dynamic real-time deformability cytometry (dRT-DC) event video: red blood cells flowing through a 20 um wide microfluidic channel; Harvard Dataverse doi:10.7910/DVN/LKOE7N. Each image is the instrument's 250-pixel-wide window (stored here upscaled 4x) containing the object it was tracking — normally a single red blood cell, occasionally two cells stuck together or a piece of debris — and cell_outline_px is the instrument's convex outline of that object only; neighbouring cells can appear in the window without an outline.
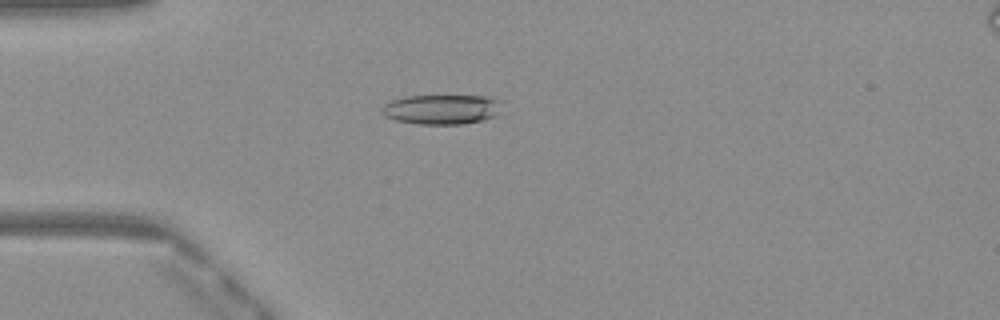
{"species": "Egyptian fruit bat (a non-hibernating species)", "species_latin": "Rousettus aegyptiacus", "temperature_condition": "warm", "stored_images_in_passage": 40, "camera_frame_rate_fps": 3000, "um_per_image_px": 0.085, "frame": {"image": 1, "passage_image": 4, "time_ms": 1.0, "image_size_px": [1000, 320], "cell_outline_px": [[500, 112], [496, 116], [484, 120], [464, 124], [416, 124], [396, 120], [384, 116], [380, 112], [380, 108], [384, 104], [392, 100], [404, 96], [488, 96], [496, 100]], "centroid_in_image_um": [37.48, 9.3], "position_along_channel_um": 47.5, "area_um2": 20.87}}
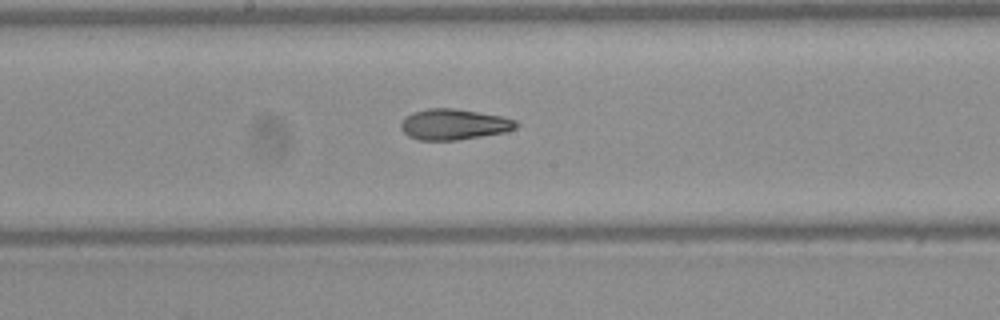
{"frame": {"image": 2, "passage_image": 17, "time_ms": 5.333, "image_size_px": [1000, 320], "cell_outline_px": [[520, 124], [516, 128], [504, 132], [456, 140], [416, 140], [408, 136], [400, 128], [400, 124], [404, 116], [412, 112], [428, 108], [456, 108], [500, 116], [516, 120]], "centroid_in_image_um": [38.54, 10.56], "position_along_channel_um": 209.7, "area_um2": 20.75}}
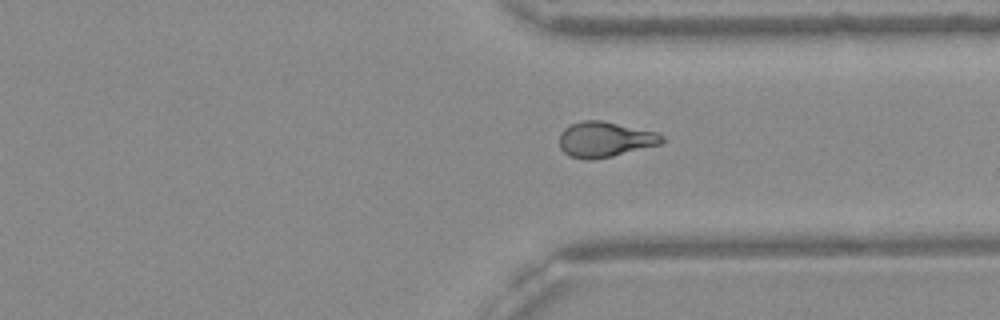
{"frame": {"image": 3, "passage_image": 28, "time_ms": 9.0, "image_size_px": [1000, 320], "cell_outline_px": [[668, 140], [660, 144], [612, 156], [592, 160], [588, 160], [572, 156], [564, 152], [560, 148], [560, 132], [564, 128], [572, 124], [584, 120], [600, 120], [660, 132]], "centroid_in_image_um": [51.47, 11.84], "position_along_channel_um": 359.9, "area_um2": 21.21}, "authors_computed_cell_mechanics": {"area_um2": 20.8369, "velocity_mm_per_s": 4.0986, "shape_relaxation_time_tau1_ms": 8.6949, "shape_relaxation_time_tau2_ms": 2.0085, "deformation_change_tau1": 0.2529, "deformation_change_tau2": 0.1029}}